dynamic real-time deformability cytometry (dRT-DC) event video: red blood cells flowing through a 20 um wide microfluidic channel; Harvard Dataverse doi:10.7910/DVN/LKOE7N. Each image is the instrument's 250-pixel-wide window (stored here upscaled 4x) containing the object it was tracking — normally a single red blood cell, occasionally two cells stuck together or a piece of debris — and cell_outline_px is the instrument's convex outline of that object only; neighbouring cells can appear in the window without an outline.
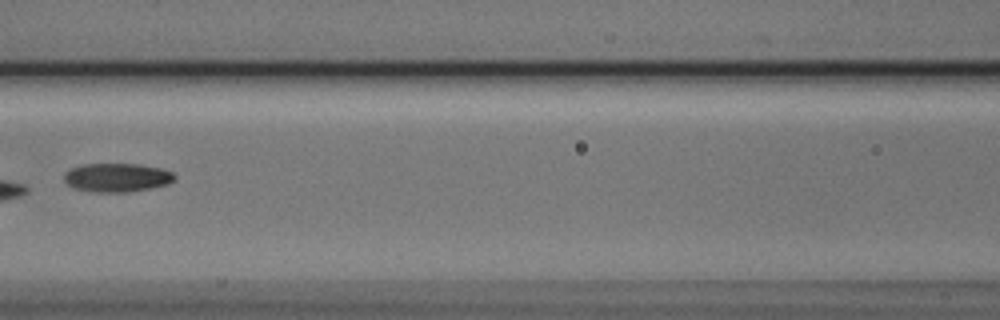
{"species": "Egyptian fruit bat (a non-hibernating species)", "species_latin": "Rousettus aegyptiacus", "temperature_condition": "cold", "stored_images_in_passage": 6, "camera_frame_rate_fps": 3000, "um_per_image_px": 0.085, "animal": {"sex": "male"}, "frame": {"image": 1, "passage_image": 6, "time_ms": 1.667, "image_size_px": [1000, 320], "cell_outline_px": [[176, 180], [168, 184], [128, 192], [92, 192], [72, 188], [64, 184], [64, 172], [80, 164], [136, 164], [160, 168], [172, 172], [176, 176]], "centroid_in_image_um": [9.89, 15.09], "position_along_channel_um": 156.7, "area_um2": 18.67}}